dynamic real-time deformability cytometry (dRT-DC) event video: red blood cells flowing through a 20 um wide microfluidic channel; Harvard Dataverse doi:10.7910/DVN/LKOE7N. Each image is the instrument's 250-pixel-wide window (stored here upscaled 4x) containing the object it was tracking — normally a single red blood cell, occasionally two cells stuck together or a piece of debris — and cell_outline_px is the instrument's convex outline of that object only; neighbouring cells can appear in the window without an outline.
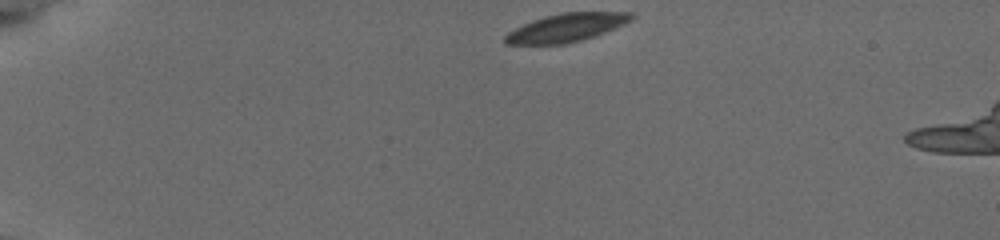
{"species": "common noctule bat (a hibernating species)", "species_latin": "Nyctalus noctula", "temperature_condition": "cold", "stored_images_in_passage": 18, "camera_frame_rate_fps": 3000, "um_per_image_px": 0.085, "animal": {"sex": "female", "body_mass_g": 19.5, "forearm_length_mm": 54.1}, "frame": {"image": 1, "passage_image": 1, "time_ms": 0.0, "image_size_px": [1000, 240], "cell_outline_px": [[632, 16], [628, 20], [612, 28], [592, 36], [560, 44], [508, 44], [504, 40], [504, 36], [508, 32], [532, 20], [544, 16], [564, 12], [632, 12]], "centroid_in_image_um": [48.04, 2.33], "position_along_channel_um": 37.0, "area_um2": 19.94}}
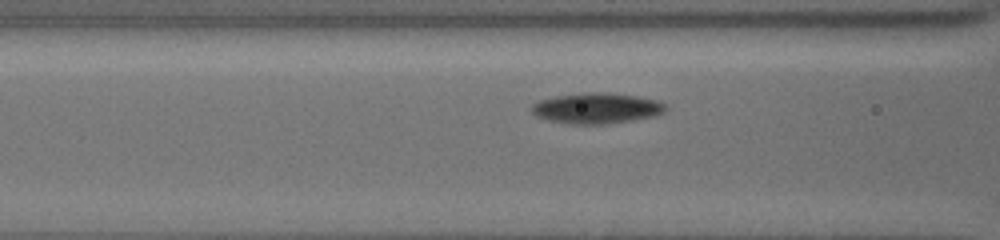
{"frame": {"image": 2, "passage_image": 13, "time_ms": 4.0, "image_size_px": [1000, 240], "cell_outline_px": [[668, 108], [664, 112], [656, 116], [608, 124], [568, 124], [536, 116], [532, 112], [532, 104], [540, 100], [556, 96], [588, 92], [608, 92], [636, 96], [656, 100], [664, 104]], "centroid_in_image_um": [50.74, 9.2], "position_along_channel_um": 115.9, "area_um2": 23.87}}
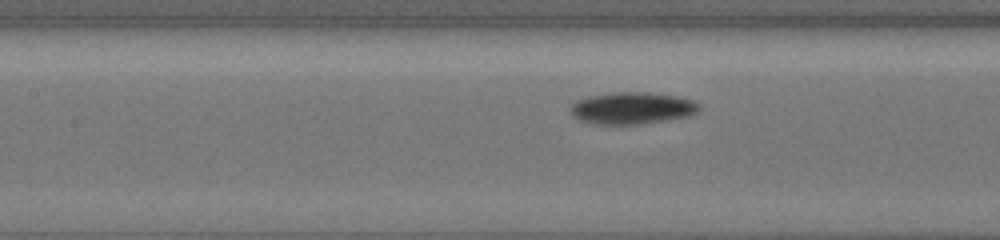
{"frame": {"image": 3, "passage_image": 16, "time_ms": 5.0, "image_size_px": [1000, 240], "cell_outline_px": [[700, 108], [696, 112], [688, 116], [640, 124], [596, 124], [580, 120], [572, 112], [572, 108], [576, 100], [588, 96], [612, 92], [648, 92], [676, 96], [692, 100], [700, 104]], "centroid_in_image_um": [53.75, 9.18], "position_along_channel_um": 153.6, "area_um2": 23.64}}